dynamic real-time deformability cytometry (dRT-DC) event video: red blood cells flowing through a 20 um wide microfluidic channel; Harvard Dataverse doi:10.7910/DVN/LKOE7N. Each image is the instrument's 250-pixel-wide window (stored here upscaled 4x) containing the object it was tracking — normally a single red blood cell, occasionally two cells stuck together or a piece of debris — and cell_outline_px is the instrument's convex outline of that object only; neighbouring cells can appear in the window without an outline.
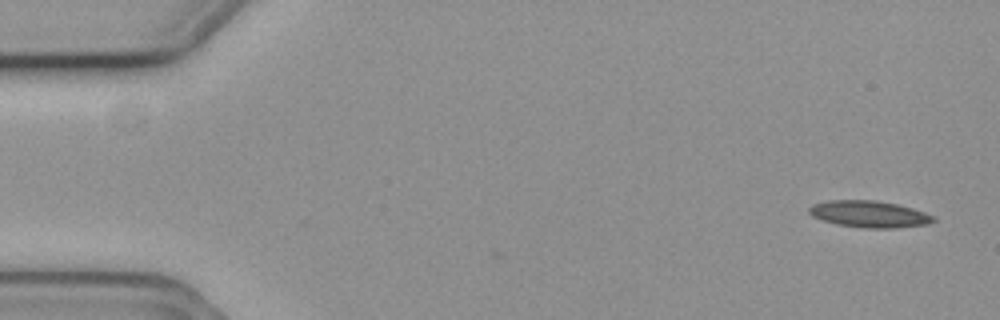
{"species": "common noctule bat (a hibernating species)", "species_latin": "Nyctalus noctula", "temperature_condition": "cold", "stored_images_in_passage": 2, "camera_frame_rate_fps": 3000, "um_per_image_px": 0.085, "animal": {"sex": "female", "body_mass_g": 19.3, "forearm_length_mm": 54.1}, "frame": {"image": 1, "passage_image": 2, "time_ms": 0.333, "image_size_px": [1000, 320], "cell_outline_px": [[936, 220], [928, 224], [892, 228], [864, 228], [836, 224], [812, 216], [808, 212], [808, 208], [812, 204], [828, 200], [876, 200], [896, 204], [912, 208], [936, 216]], "centroid_in_image_um": [73.88, 18.19], "position_along_channel_um": 11.1, "area_um2": 19.36}}